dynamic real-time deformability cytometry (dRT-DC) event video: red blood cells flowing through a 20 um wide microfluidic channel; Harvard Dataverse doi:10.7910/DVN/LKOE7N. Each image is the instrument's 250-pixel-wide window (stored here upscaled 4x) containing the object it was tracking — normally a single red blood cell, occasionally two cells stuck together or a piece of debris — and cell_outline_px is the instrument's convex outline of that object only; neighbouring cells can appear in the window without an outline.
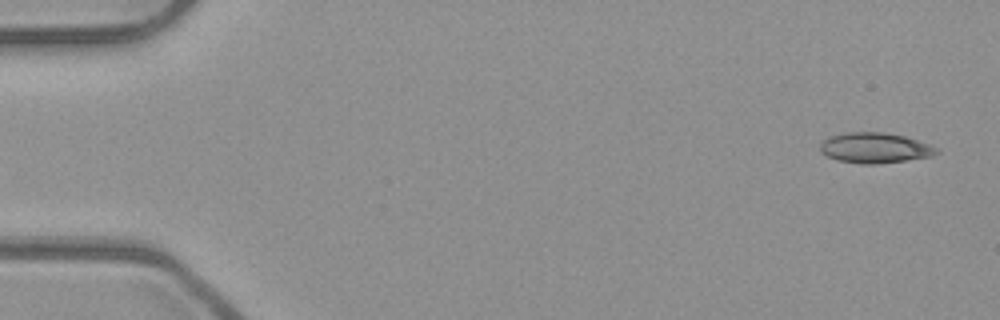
{"species": "common noctule bat (a hibernating species)", "species_latin": "Nyctalus noctula", "temperature_condition": "room temperature", "stored_images_in_passage": 4, "segment_of_instrument_passage": [2, 2], "camera_frame_rate_fps": 3000, "um_per_image_px": 0.085, "animal": {"sex": "male", "body_mass_g": 23.1, "forearm_length_mm": 52.7}, "frame": {"image": 1, "passage_image": 4, "time_ms": 1.0, "image_size_px": [1000, 320], "cell_outline_px": [[940, 152], [932, 156], [876, 164], [860, 164], [836, 160], [820, 152], [820, 144], [824, 140], [832, 136], [848, 132], [884, 132], [904, 136], [928, 144], [936, 148]], "centroid_in_image_um": [74.34, 12.57], "position_along_channel_um": 10.7, "area_um2": 20.4}}